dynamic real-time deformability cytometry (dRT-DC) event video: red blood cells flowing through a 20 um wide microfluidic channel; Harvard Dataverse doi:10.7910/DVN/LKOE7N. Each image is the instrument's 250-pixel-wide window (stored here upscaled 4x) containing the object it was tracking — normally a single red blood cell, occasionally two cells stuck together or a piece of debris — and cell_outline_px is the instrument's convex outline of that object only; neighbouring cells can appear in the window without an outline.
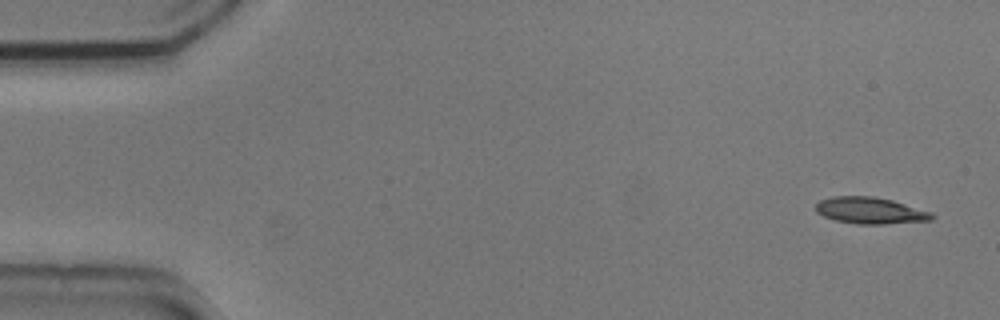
{"species": "common noctule bat (a hibernating species)", "species_latin": "Nyctalus noctula", "temperature_condition": "cold", "stored_images_in_passage": 5, "camera_frame_rate_fps": 3000, "um_per_image_px": 0.085, "animal": {"sex": "male", "body_mass_g": 20.5, "forearm_length_mm": 52.5}, "frame": {"image": 1, "passage_image": 1, "time_ms": 0.0, "image_size_px": [1000, 320], "cell_outline_px": [[936, 216], [932, 220], [884, 224], [856, 224], [836, 220], [824, 216], [816, 212], [816, 204], [820, 200], [832, 196], [872, 196], [892, 200], [932, 212]], "centroid_in_image_um": [73.98, 17.89], "position_along_channel_um": 11.0, "area_um2": 17.98}}